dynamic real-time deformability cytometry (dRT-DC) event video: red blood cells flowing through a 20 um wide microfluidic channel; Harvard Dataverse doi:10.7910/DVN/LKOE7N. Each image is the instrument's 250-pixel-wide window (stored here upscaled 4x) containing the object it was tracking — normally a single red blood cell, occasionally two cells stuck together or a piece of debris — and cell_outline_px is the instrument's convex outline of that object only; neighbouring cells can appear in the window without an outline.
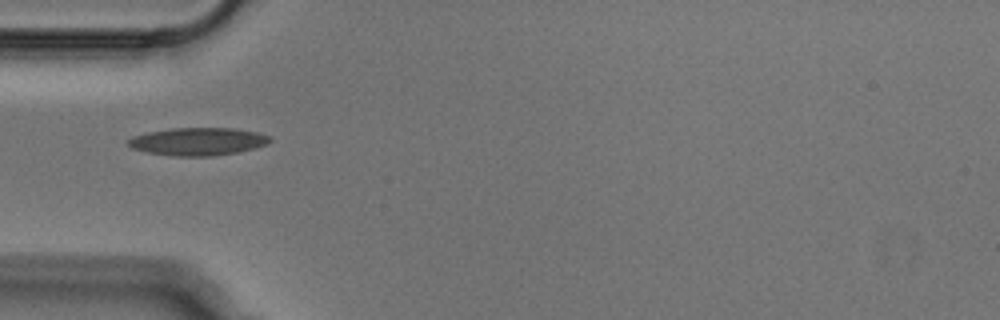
{"species": "Egyptian fruit bat (a non-hibernating species)", "species_latin": "Rousettus aegyptiacus", "temperature_condition": "cold", "stored_images_in_passage": 37, "camera_frame_rate_fps": 3000, "um_per_image_px": 0.085, "animal": {"sex": "male"}, "frame": {"image": 1, "passage_image": 1, "time_ms": 0.0, "image_size_px": [1000, 320], "cell_outline_px": [[272, 140], [268, 144], [256, 148], [236, 152], [212, 156], [172, 156], [148, 152], [132, 148], [128, 144], [128, 140], [132, 136], [148, 132], [172, 128], [232, 128], [256, 132], [272, 136]], "centroid_in_image_um": [16.85, 12.02], "position_along_channel_um": 68.1, "area_um2": 22.95}}
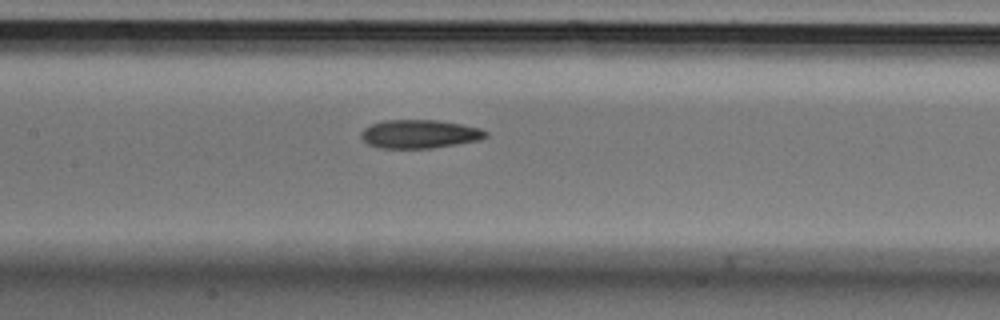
{"frame": {"image": 2, "passage_image": 9, "time_ms": 2.667, "image_size_px": [1000, 320], "cell_outline_px": [[488, 136], [480, 140], [432, 148], [380, 148], [368, 144], [360, 136], [360, 132], [364, 128], [372, 124], [384, 120], [436, 120], [464, 124], [480, 128], [488, 132]], "centroid_in_image_um": [35.68, 11.39], "position_along_channel_um": 171.7, "area_um2": 20.81}}
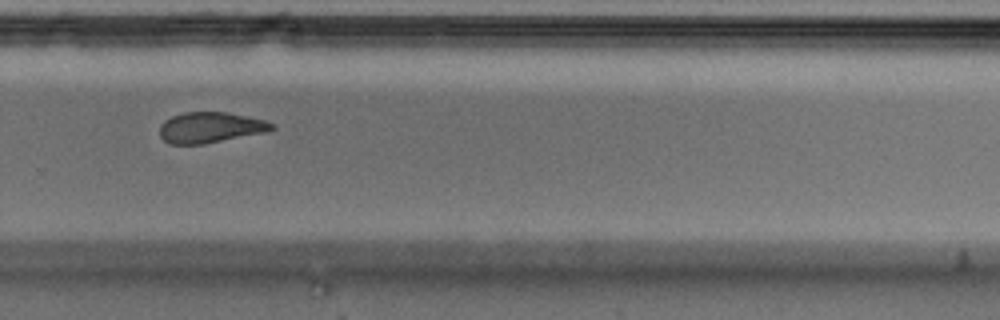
{"frame": {"image": 3, "passage_image": 20, "time_ms": 6.333, "image_size_px": [1000, 320], "cell_outline_px": [[276, 128], [268, 132], [204, 144], [172, 144], [164, 140], [160, 136], [160, 124], [164, 120], [172, 116], [184, 112], [228, 112], [264, 120], [272, 124]], "centroid_in_image_um": [17.88, 10.84], "position_along_channel_um": 311.9, "area_um2": 20.11}}